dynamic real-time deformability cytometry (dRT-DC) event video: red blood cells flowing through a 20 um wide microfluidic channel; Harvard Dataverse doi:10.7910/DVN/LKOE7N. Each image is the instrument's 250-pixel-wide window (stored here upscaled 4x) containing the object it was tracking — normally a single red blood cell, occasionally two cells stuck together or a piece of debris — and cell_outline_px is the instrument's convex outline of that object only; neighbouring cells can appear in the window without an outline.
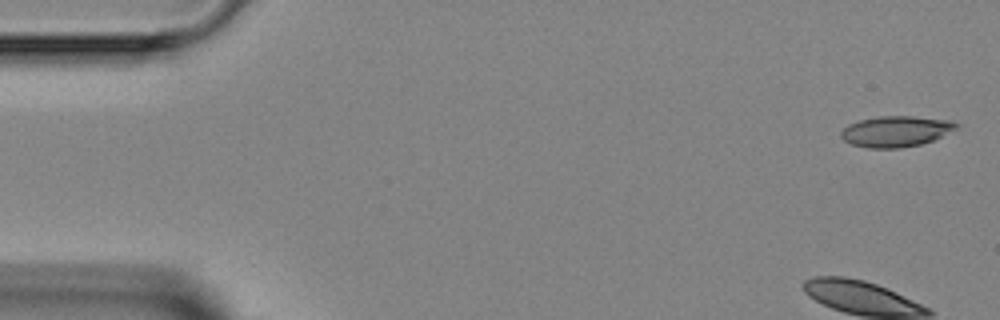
{"species": "Egyptian fruit bat (a non-hibernating species)", "species_latin": "Rousettus aegyptiacus", "temperature_condition": "room temperature", "stored_images_in_passage": 4, "camera_frame_rate_fps": 3000, "um_per_image_px": 0.085, "animal": {"sex": "female"}, "frame": {"image": 1, "passage_image": 1, "time_ms": 0.0, "image_size_px": [1000, 320], "cell_outline_px": [[960, 124], [956, 128], [932, 140], [920, 144], [900, 148], [868, 148], [852, 144], [844, 140], [840, 136], [840, 132], [848, 124], [860, 120], [880, 116], [912, 116], [952, 120]], "centroid_in_image_um": [76.13, 11.16], "position_along_channel_um": 8.9, "area_um2": 20.58}}